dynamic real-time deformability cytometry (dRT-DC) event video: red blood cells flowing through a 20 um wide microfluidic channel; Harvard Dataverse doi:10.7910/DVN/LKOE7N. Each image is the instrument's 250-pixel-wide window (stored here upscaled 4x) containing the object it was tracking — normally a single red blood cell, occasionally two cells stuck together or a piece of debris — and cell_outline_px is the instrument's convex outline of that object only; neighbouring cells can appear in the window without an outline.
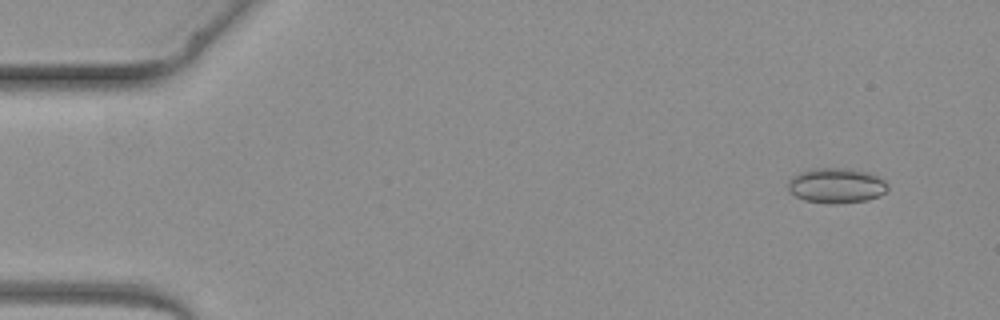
{"species": "common noctule bat (a hibernating species)", "species_latin": "Nyctalus noctula", "temperature_condition": "warm", "stored_images_in_passage": 4, "camera_frame_rate_fps": 3000, "um_per_image_px": 0.085, "animal": {"sex": "female", "body_mass_g": 19.3, "forearm_length_mm": 54.1}, "frame": {"image": 1, "passage_image": 1, "time_ms": 0.0, "image_size_px": [1000, 320], "cell_outline_px": [[888, 188], [880, 196], [868, 200], [836, 204], [828, 204], [804, 200], [796, 196], [788, 188], [788, 180], [792, 176], [800, 172], [812, 168], [848, 168], [872, 172], [880, 176], [888, 184]], "centroid_in_image_um": [71.12, 15.76], "position_along_channel_um": 13.9, "area_um2": 20.75}}
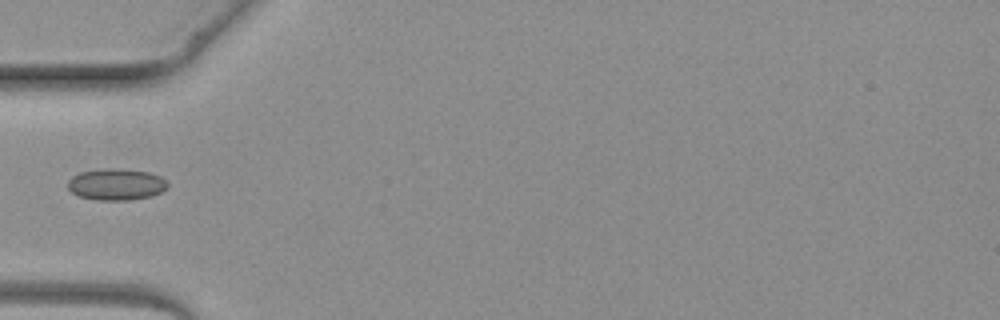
{"frame": {"image": 2, "passage_image": 4, "time_ms": 3.667, "image_size_px": [1000, 320], "cell_outline_px": [[168, 188], [152, 196], [128, 200], [96, 200], [80, 196], [72, 192], [68, 188], [68, 180], [72, 176], [80, 172], [100, 168], [120, 168], [148, 172], [160, 176], [168, 184]], "centroid_in_image_um": [9.87, 15.66], "position_along_channel_um": 75.1, "area_um2": 18.44}}